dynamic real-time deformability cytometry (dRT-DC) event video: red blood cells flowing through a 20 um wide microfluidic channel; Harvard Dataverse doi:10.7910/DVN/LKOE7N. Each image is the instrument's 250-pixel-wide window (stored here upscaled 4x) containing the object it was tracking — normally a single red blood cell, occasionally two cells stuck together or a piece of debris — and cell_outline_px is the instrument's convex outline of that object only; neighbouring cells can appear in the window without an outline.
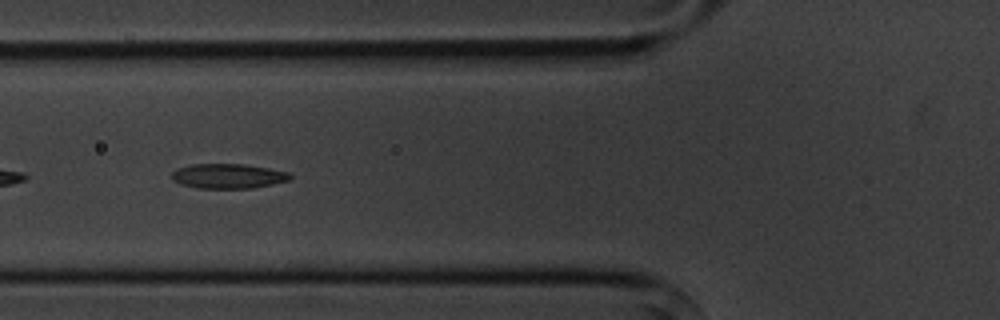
{"species": "common noctule bat (a hibernating species)", "species_latin": "Nyctalus noctula", "temperature_condition": "cold", "stored_images_in_passage": 7, "camera_frame_rate_fps": 3000, "um_per_image_px": 0.085, "animal": {"sex": "male", "body_mass_g": 20.1, "forearm_length_mm": 53.5}, "frame": {"image": 1, "passage_image": 6, "time_ms": 6.0, "image_size_px": [1000, 320], "cell_outline_px": [[292, 176], [288, 180], [272, 184], [252, 188], [196, 188], [180, 184], [172, 180], [172, 172], [176, 168], [192, 164], [244, 164], [268, 168], [288, 172]], "centroid_in_image_um": [19.34, 14.96], "position_along_channel_um": 106.5, "area_um2": 17.05}}
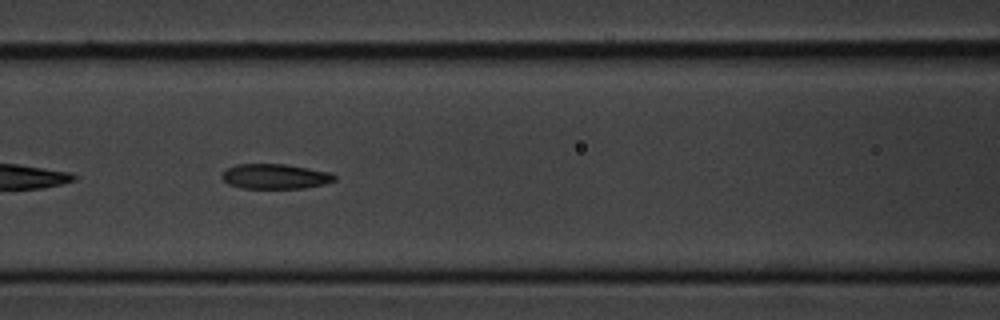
{"frame": {"image": 2, "passage_image": 7, "time_ms": 7.0, "image_size_px": [1000, 320], "cell_outline_px": [[336, 180], [324, 184], [304, 188], [240, 188], [228, 184], [220, 176], [228, 168], [236, 164], [284, 164], [332, 172], [336, 176]], "centroid_in_image_um": [23.4, 14.99], "position_along_channel_um": 143.2, "area_um2": 16.42}}